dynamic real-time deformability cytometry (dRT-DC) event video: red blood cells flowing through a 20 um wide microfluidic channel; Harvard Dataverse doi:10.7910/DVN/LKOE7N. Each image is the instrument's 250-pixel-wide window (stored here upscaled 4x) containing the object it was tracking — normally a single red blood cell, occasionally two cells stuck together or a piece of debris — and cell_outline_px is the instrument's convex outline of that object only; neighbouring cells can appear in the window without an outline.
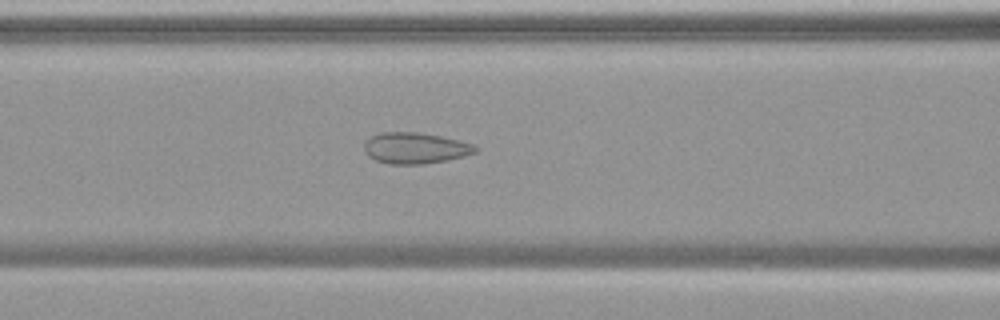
{"species": "common noctule bat (a hibernating species)", "species_latin": "Nyctalus noctula", "temperature_condition": "warm", "stored_images_in_passage": 54, "camera_frame_rate_fps": 3000, "um_per_image_px": 0.085, "animal": {"sex": "female", "body_mass_g": 19.9}, "frame": {"image": 1, "passage_image": 23, "time_ms": 7.333, "image_size_px": [1000, 320], "cell_outline_px": [[476, 152], [464, 156], [424, 164], [388, 164], [376, 160], [368, 156], [364, 152], [364, 144], [372, 136], [380, 132], [416, 132], [440, 136], [460, 140], [476, 144]], "centroid_in_image_um": [35.29, 12.58], "position_along_channel_um": 131.3, "area_um2": 20.11}}
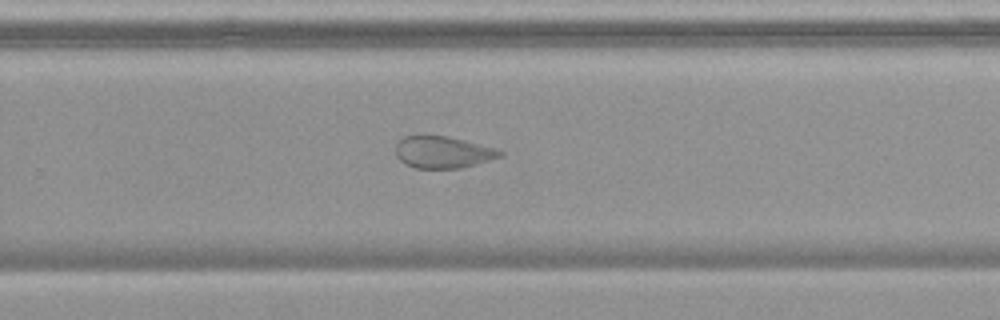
{"frame": {"image": 2, "passage_image": 36, "time_ms": 11.667, "image_size_px": [1000, 320], "cell_outline_px": [[504, 156], [476, 164], [460, 168], [416, 168], [404, 164], [396, 156], [396, 144], [404, 136], [416, 132], [424, 132], [448, 136], [464, 140], [492, 148], [504, 152]], "centroid_in_image_um": [37.57, 12.89], "position_along_channel_um": 292.2, "area_um2": 19.94}}
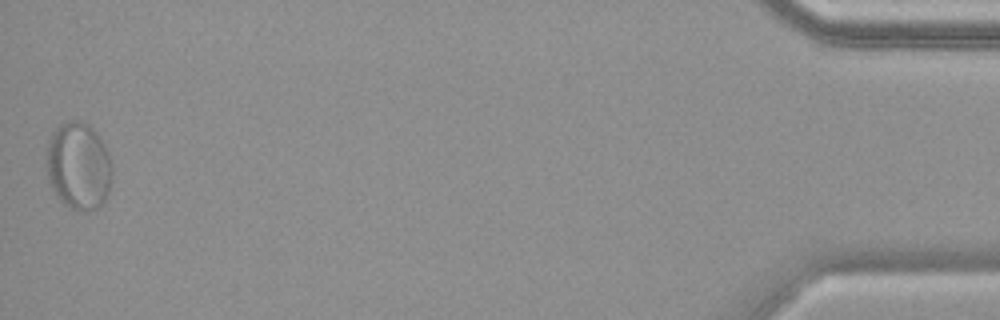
{"frame": {"image": 3, "passage_image": 54, "time_ms": 17.667, "image_size_px": [1000, 320], "cell_outline_px": [[112, 180], [108, 192], [104, 200], [96, 208], [68, 208], [56, 196], [48, 180], [44, 164], [48, 144], [52, 132], [60, 124], [72, 120], [84, 120], [96, 132], [104, 144], [112, 164]], "centroid_in_image_um": [6.65, 14.06], "position_along_channel_um": 428.6, "area_um2": 33.64}}